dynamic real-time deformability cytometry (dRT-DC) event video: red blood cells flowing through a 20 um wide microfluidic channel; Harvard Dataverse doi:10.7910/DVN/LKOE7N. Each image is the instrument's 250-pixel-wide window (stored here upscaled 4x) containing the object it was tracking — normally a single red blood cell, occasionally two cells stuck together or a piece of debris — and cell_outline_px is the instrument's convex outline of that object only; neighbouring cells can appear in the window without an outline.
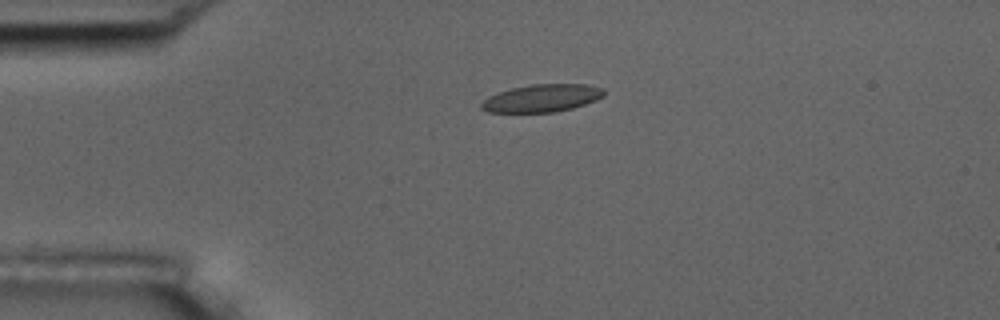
{"species": "common noctule bat (a hibernating species)", "species_latin": "Nyctalus noctula", "temperature_condition": "room temperature", "stored_images_in_passage": 5, "camera_frame_rate_fps": 3000, "um_per_image_px": 0.085, "animal": {"sex": "male", "body_mass_g": 17.5, "forearm_length_mm": 52.3}, "frame": {"image": 1, "passage_image": 4, "time_ms": 3.667, "image_size_px": [1000, 320], "cell_outline_px": [[604, 96], [596, 100], [572, 108], [556, 112], [488, 112], [480, 108], [480, 104], [488, 96], [512, 88], [532, 84], [588, 84], [604, 88]], "centroid_in_image_um": [46.08, 8.34], "position_along_channel_um": 38.9, "area_um2": 19.71}}